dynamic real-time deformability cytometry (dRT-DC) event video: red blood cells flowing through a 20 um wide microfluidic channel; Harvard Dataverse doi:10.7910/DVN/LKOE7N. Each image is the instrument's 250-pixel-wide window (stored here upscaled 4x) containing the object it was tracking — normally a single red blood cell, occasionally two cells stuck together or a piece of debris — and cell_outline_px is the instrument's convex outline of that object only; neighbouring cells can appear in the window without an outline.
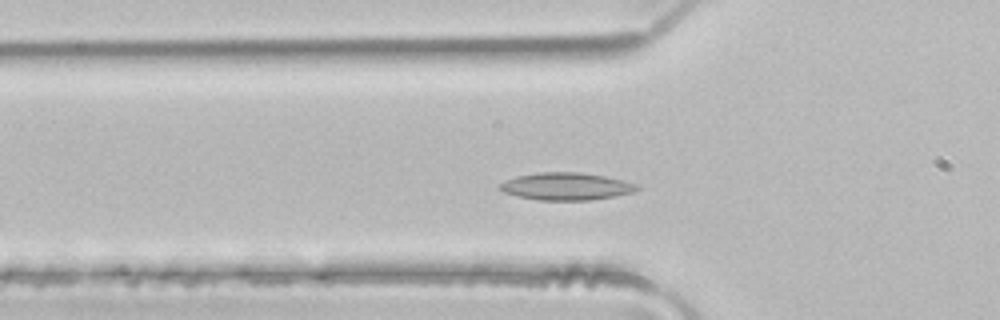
{"species": "common noctule bat (a hibernating species)", "species_latin": "Nyctalus noctula", "temperature_condition": "room temperature", "stored_images_in_passage": 46, "camera_frame_rate_fps": 3000, "um_per_image_px": 0.085, "animal": {"sex": "male", "body_mass_g": 21.5, "forearm_length_mm": 52.0}, "frame": {"image": 1, "passage_image": 12, "time_ms": 3.667, "image_size_px": [1000, 320], "cell_outline_px": [[640, 188], [632, 192], [612, 196], [588, 200], [540, 200], [516, 196], [504, 192], [500, 188], [500, 184], [504, 180], [516, 176], [540, 172], [580, 172], [604, 176], [636, 184]], "centroid_in_image_um": [48.07, 15.83], "position_along_channel_um": 77.7, "area_um2": 21.62}}
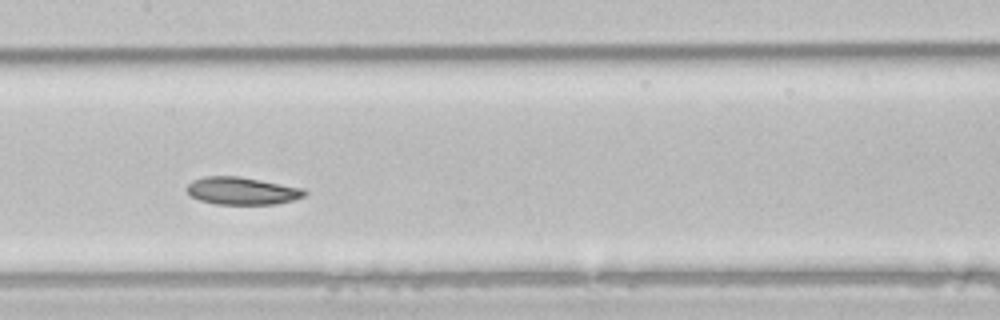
{"frame": {"image": 2, "passage_image": 20, "time_ms": 6.333, "image_size_px": [1000, 320], "cell_outline_px": [[308, 192], [304, 196], [292, 200], [276, 204], [216, 204], [200, 200], [192, 196], [184, 188], [192, 180], [204, 176], [240, 176], [304, 188]], "centroid_in_image_um": [20.56, 16.21], "position_along_channel_um": 186.8, "area_um2": 18.96}}
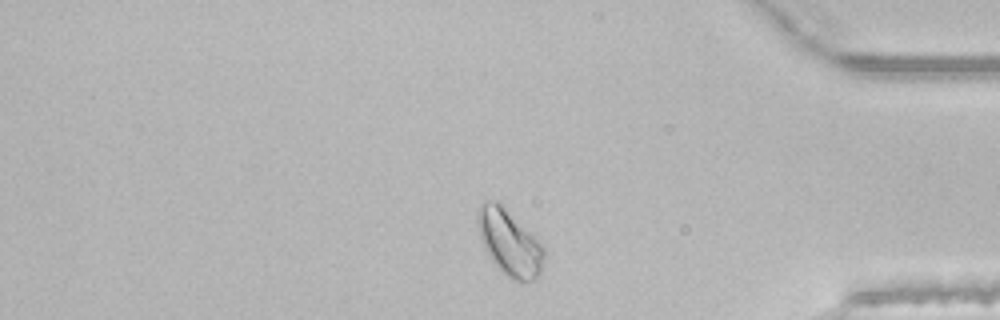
{"frame": {"image": 3, "passage_image": 37, "time_ms": 12.0, "image_size_px": [1000, 320], "cell_outline_px": [[544, 260], [540, 272], [532, 280], [520, 284], [512, 280], [492, 260], [484, 248], [480, 236], [476, 220], [476, 212], [484, 204], [492, 200], [496, 200], [544, 248]], "centroid_in_image_um": [43.28, 20.67], "position_along_channel_um": 391.9, "area_um2": 24.51}, "authors_computed_cell_mechanics": {"area_um2": 21.2993, "velocity_mm_per_s": 4.0742, "shape_relaxation_time_tau1_ms": 6.0841, "shape_relaxation_time_tau2_ms": 4.2338, "deformation_change_tau1": 0.1205, "deformation_change_tau2": 0.0832}}